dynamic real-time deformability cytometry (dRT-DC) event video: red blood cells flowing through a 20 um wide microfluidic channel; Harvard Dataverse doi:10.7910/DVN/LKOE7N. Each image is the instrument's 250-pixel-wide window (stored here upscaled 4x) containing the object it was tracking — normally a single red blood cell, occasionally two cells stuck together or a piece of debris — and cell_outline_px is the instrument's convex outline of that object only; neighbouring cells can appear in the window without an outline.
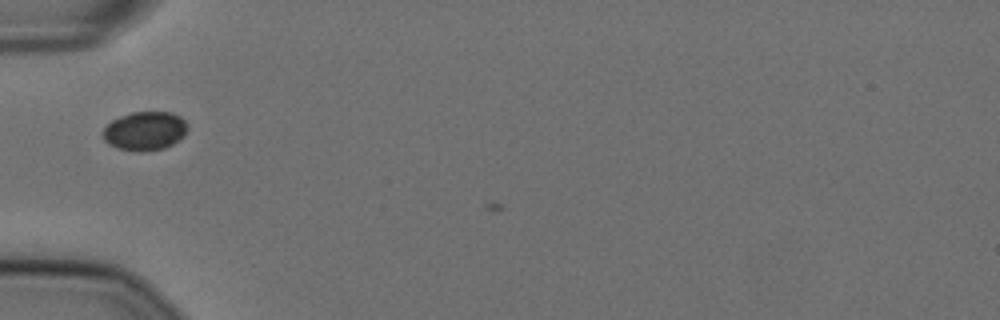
{"species": "Egyptian fruit bat (a non-hibernating species)", "species_latin": "Rousettus aegyptiacus", "temperature_condition": "cold", "stored_images_in_passage": 14, "camera_frame_rate_fps": 3000, "um_per_image_px": 0.085, "animal": {"sex": "female"}, "frame": {"image": 1, "passage_image": 13, "time_ms": 4.0, "image_size_px": [1000, 320], "cell_outline_px": [[188, 128], [184, 136], [172, 144], [164, 148], [140, 152], [136, 152], [116, 148], [108, 144], [104, 140], [100, 132], [112, 120], [120, 116], [132, 112], [172, 112], [180, 116], [188, 124]], "centroid_in_image_um": [12.3, 11.13], "position_along_channel_um": 72.7, "area_um2": 19.42}}